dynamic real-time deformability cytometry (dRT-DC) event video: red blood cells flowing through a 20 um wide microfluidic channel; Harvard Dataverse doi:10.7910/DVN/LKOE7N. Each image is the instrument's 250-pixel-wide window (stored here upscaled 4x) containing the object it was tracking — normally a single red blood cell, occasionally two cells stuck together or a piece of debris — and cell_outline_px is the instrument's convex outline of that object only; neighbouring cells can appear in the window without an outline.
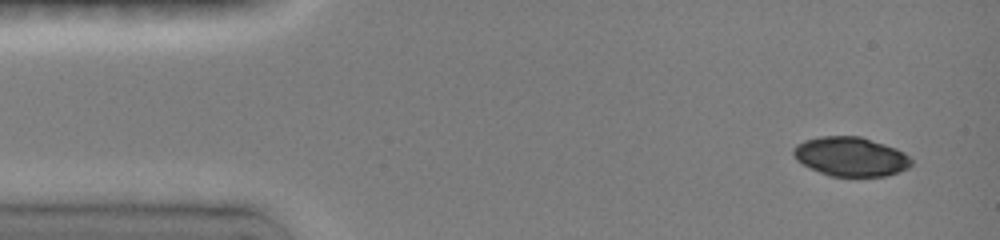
{"species": "common noctule bat (a hibernating species)", "species_latin": "Nyctalus noctula", "temperature_condition": "room temperature", "stored_images_in_passage": 33, "camera_frame_rate_fps": 3000, "um_per_image_px": 0.085, "animal": {"sex": "female", "body_mass_g": 19.0, "forearm_length_mm": 51.5}, "frame": {"image": 1, "passage_image": 1, "time_ms": 0.0, "image_size_px": [1000, 240], "cell_outline_px": [[912, 164], [908, 168], [888, 176], [832, 176], [820, 172], [796, 160], [792, 152], [792, 148], [796, 144], [804, 140], [820, 136], [860, 136], [896, 148], [904, 152], [912, 160]], "centroid_in_image_um": [72.31, 13.3], "position_along_channel_um": 12.7, "area_um2": 26.93}}
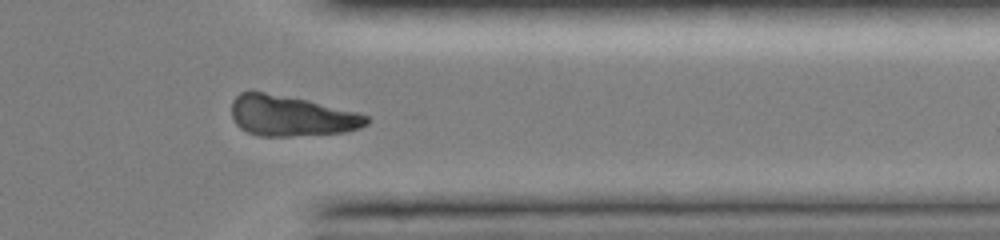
{"frame": {"image": 2, "passage_image": 20, "time_ms": 11.667, "image_size_px": [1000, 240], "cell_outline_px": [[368, 124], [360, 128], [344, 132], [288, 136], [260, 136], [248, 132], [240, 128], [236, 124], [232, 116], [232, 100], [240, 92], [264, 92], [308, 100], [360, 112], [368, 116]], "centroid_in_image_um": [24.77, 9.85], "position_along_channel_um": 386.6, "area_um2": 31.85}}
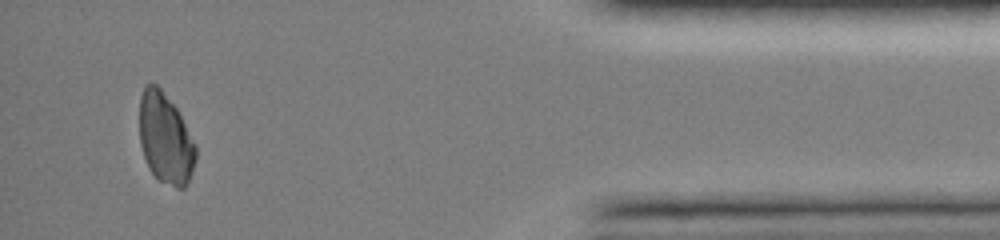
{"frame": {"image": 3, "passage_image": 28, "time_ms": 13.667, "image_size_px": [1000, 240], "cell_outline_px": [[196, 156], [192, 172], [184, 188], [176, 188], [160, 180], [148, 168], [140, 144], [140, 96], [144, 84], [156, 84], [160, 88], [176, 108], [196, 144]], "centroid_in_image_um": [14.05, 11.77], "position_along_channel_um": 421.1, "area_um2": 29.48}}